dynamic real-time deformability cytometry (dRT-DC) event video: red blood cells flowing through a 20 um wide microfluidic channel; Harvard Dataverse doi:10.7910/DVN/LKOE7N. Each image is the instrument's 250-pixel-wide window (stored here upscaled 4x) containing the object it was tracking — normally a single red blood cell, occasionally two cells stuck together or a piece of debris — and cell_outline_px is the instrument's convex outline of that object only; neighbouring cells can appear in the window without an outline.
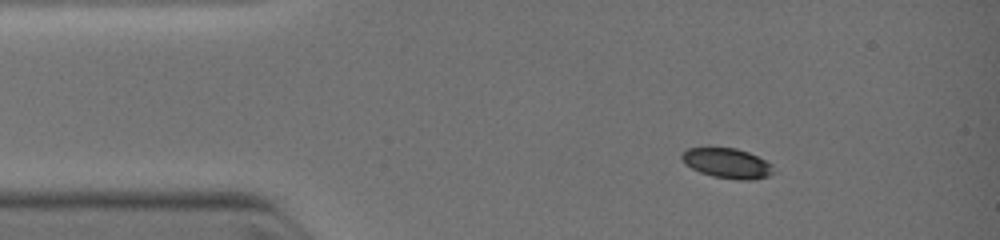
{"species": "common noctule bat (a hibernating species)", "species_latin": "Nyctalus noctula", "temperature_condition": "warm", "stored_images_in_passage": 9, "camera_frame_rate_fps": 3000, "um_per_image_px": 0.085, "animal": {"sex": "female", "body_mass_g": 19.0, "forearm_length_mm": 51.5}, "frame": {"image": 1, "passage_image": 1, "time_ms": 0.0, "image_size_px": [1000, 240], "cell_outline_px": [[772, 172], [768, 176], [752, 180], [740, 180], [712, 176], [700, 172], [684, 164], [680, 156], [688, 148], [708, 144], [736, 148], [748, 152], [772, 164]], "centroid_in_image_um": [61.73, 13.82], "position_along_channel_um": 23.3, "area_um2": 16.53}}
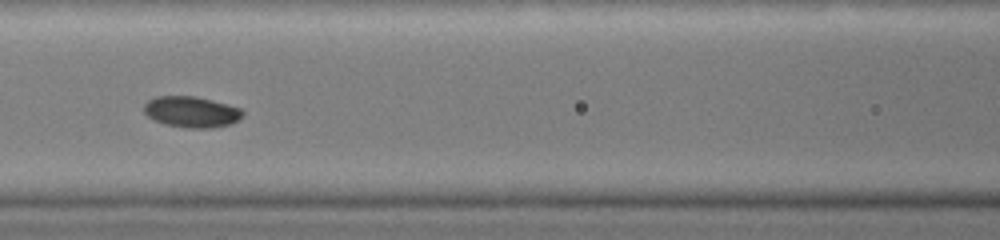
{"frame": {"image": 2, "passage_image": 7, "time_ms": 3.667, "image_size_px": [1000, 240], "cell_outline_px": [[244, 116], [240, 120], [232, 124], [212, 128], [188, 128], [164, 124], [148, 116], [144, 112], [144, 104], [148, 100], [156, 96], [196, 96], [228, 104], [240, 108], [244, 112]], "centroid_in_image_um": [16.32, 9.51], "position_along_channel_um": 150.3, "area_um2": 18.03}}
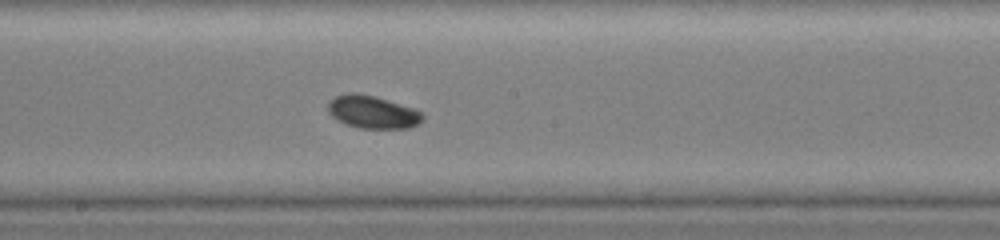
{"frame": {"image": 3, "passage_image": 9, "time_ms": 5.0, "image_size_px": [1000, 240], "cell_outline_px": [[424, 120], [420, 124], [408, 128], [360, 128], [336, 120], [328, 112], [328, 104], [336, 96], [348, 92], [356, 92], [376, 96], [416, 108], [424, 116]], "centroid_in_image_um": [31.71, 9.51], "position_along_channel_um": 216.5, "area_um2": 18.26}}